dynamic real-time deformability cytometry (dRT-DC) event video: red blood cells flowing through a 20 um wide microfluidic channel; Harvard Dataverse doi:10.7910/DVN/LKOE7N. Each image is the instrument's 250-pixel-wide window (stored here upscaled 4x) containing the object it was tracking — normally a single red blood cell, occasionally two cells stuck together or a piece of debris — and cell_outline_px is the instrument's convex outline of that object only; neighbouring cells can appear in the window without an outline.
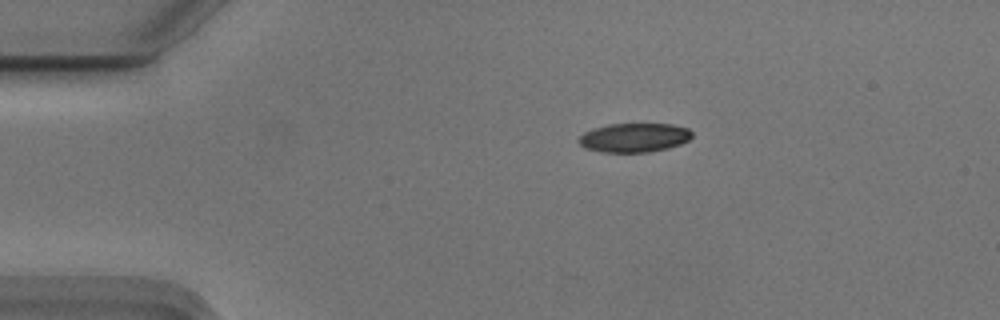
{"species": "Egyptian fruit bat (a non-hibernating species)", "species_latin": "Rousettus aegyptiacus", "temperature_condition": "cold", "stored_images_in_passage": 45, "camera_frame_rate_fps": 3000, "um_per_image_px": 0.085, "animal": {"sex": "male"}, "frame": {"image": 1, "passage_image": 1, "time_ms": 0.0, "image_size_px": [1000, 320], "cell_outline_px": [[692, 136], [688, 140], [680, 144], [668, 148], [648, 152], [604, 152], [584, 148], [576, 140], [584, 132], [592, 128], [608, 124], [672, 124], [688, 128], [692, 132]], "centroid_in_image_um": [53.88, 11.69], "position_along_channel_um": 31.1, "area_um2": 19.25}}
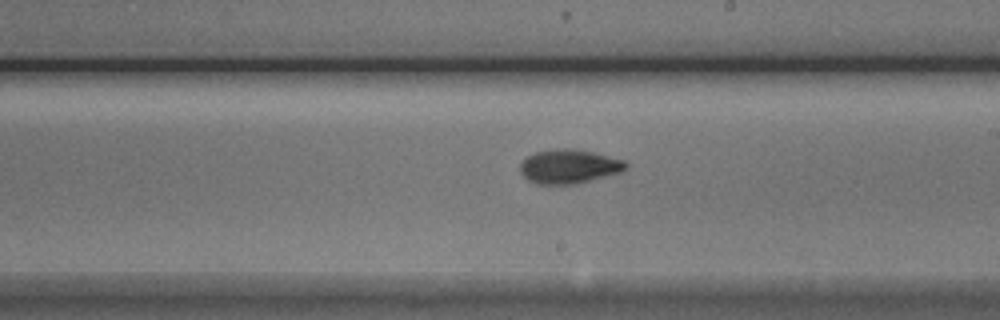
{"frame": {"image": 2, "passage_image": 22, "time_ms": 7.0, "image_size_px": [1000, 320], "cell_outline_px": [[628, 164], [620, 172], [576, 184], [536, 184], [528, 180], [520, 172], [520, 164], [528, 156], [536, 152], [556, 148], [572, 148], [592, 152], [624, 160]], "centroid_in_image_um": [48.34, 14.15], "position_along_channel_um": 240.7, "area_um2": 20.81}}
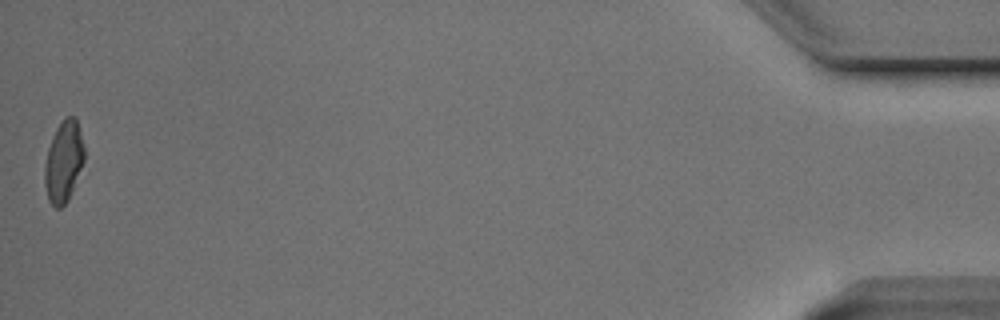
{"frame": {"image": 3, "passage_image": 45, "time_ms": 14.667, "image_size_px": [1000, 320], "cell_outline_px": [[84, 160], [68, 200], [60, 208], [56, 208], [48, 200], [44, 184], [44, 164], [48, 148], [56, 128], [68, 116], [76, 116], [84, 144]], "centroid_in_image_um": [5.4, 13.73], "position_along_channel_um": 429.8, "area_um2": 18.67}, "authors_computed_cell_mechanics": {"area_um2": 19.652, "velocity_mm_per_s": 3.7407, "shape_relaxation_time_tau1_ms": 4.2636, "shape_relaxation_time_tau2_ms": 2.5901, "deformation_change_tau1": 0.1526, "deformation_change_tau2": 0.077}}